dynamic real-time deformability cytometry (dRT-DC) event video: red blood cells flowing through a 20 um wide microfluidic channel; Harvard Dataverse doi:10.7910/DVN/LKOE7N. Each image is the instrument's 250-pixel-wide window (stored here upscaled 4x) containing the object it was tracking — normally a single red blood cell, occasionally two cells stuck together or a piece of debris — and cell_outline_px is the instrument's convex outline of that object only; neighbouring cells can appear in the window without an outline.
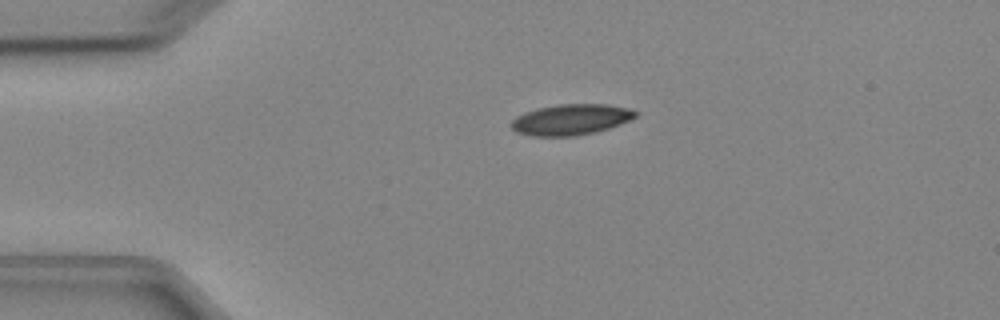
{"species": "Egyptian fruit bat (a non-hibernating species)", "species_latin": "Rousettus aegyptiacus", "temperature_condition": "cold", "stored_images_in_passage": 5, "camera_frame_rate_fps": 3000, "um_per_image_px": 0.085, "animal": {"sex": "female"}, "frame": {"image": 1, "passage_image": 4, "time_ms": 3.667, "image_size_px": [1000, 320], "cell_outline_px": [[640, 112], [636, 116], [620, 124], [596, 132], [572, 136], [532, 136], [516, 132], [512, 128], [512, 120], [516, 116], [524, 112], [536, 108], [560, 104], [604, 104], [632, 108]], "centroid_in_image_um": [48.54, 10.15], "position_along_channel_um": 36.5, "area_um2": 22.37}}